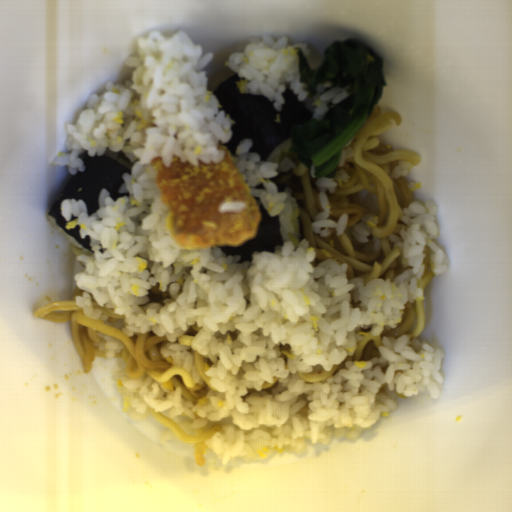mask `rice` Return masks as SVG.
Returning <instances> with one entry per match:
<instances>
[{
    "label": "rice",
    "instance_id": "obj_1",
    "mask_svg": "<svg viewBox=\"0 0 512 512\" xmlns=\"http://www.w3.org/2000/svg\"><path fill=\"white\" fill-rule=\"evenodd\" d=\"M213 57L183 30L140 37L125 60L131 77L108 81L90 96L87 109L67 124L65 151L53 162L72 175L85 172L84 152L122 150L132 162L119 189L128 196L114 201L102 188L92 215L84 200L61 204L65 228L78 226L91 251L47 217L82 267L74 276L77 305L88 317L122 318L126 334L164 338L162 357L200 385L197 352L214 389L190 402L183 387L151 375L123 378L116 386L124 412L138 421L158 412L191 434L217 426L204 442L227 464L356 439L397 409L398 396L437 399L444 351L409 335H386L375 357L346 361L322 381L298 377L331 370L353 355L362 329L379 336L397 328L406 304L425 296L419 283L426 246L433 273L446 271L435 202L409 204L388 236L406 262L404 273L368 283L347 278L346 262L314 264L317 251L300 240L294 197L272 181L278 164L250 152V138L237 146L235 168L268 214L279 217L283 246L237 263L219 246L173 242L153 159L161 156L167 166L175 155L193 163L223 160L219 145L230 141L234 121L208 90L205 68Z\"/></svg>",
    "mask_w": 512,
    "mask_h": 512
},
{
    "label": "rice",
    "instance_id": "obj_2",
    "mask_svg": "<svg viewBox=\"0 0 512 512\" xmlns=\"http://www.w3.org/2000/svg\"><path fill=\"white\" fill-rule=\"evenodd\" d=\"M303 53L310 66L318 69L325 59L306 45H292L287 37L275 39L270 35L253 37L242 51L229 55L225 66L238 73L241 93L263 96L272 101L278 112L282 110L286 90L294 91L301 102L309 106L313 120L326 119L333 105L341 103L349 94V87L336 86L332 81L318 85L316 94L305 90L298 64Z\"/></svg>",
    "mask_w": 512,
    "mask_h": 512
},
{
    "label": "rice",
    "instance_id": "obj_3",
    "mask_svg": "<svg viewBox=\"0 0 512 512\" xmlns=\"http://www.w3.org/2000/svg\"><path fill=\"white\" fill-rule=\"evenodd\" d=\"M316 184L319 190L318 201L322 210L317 213L315 220L312 221L311 230L320 236H327L331 229H334L336 235L347 234L358 242L367 243L368 236L372 235L373 230L380 224L379 215L368 213L362 216L355 225H350L348 224L349 215L345 212L339 216L337 221H334L328 217L330 203L326 191L332 194L335 193L336 181L333 178L319 176Z\"/></svg>",
    "mask_w": 512,
    "mask_h": 512
},
{
    "label": "rice",
    "instance_id": "obj_4",
    "mask_svg": "<svg viewBox=\"0 0 512 512\" xmlns=\"http://www.w3.org/2000/svg\"><path fill=\"white\" fill-rule=\"evenodd\" d=\"M121 346L122 341L116 336L100 330L96 331V349L103 352V356L117 358L116 353H119Z\"/></svg>",
    "mask_w": 512,
    "mask_h": 512
}]
</instances>
